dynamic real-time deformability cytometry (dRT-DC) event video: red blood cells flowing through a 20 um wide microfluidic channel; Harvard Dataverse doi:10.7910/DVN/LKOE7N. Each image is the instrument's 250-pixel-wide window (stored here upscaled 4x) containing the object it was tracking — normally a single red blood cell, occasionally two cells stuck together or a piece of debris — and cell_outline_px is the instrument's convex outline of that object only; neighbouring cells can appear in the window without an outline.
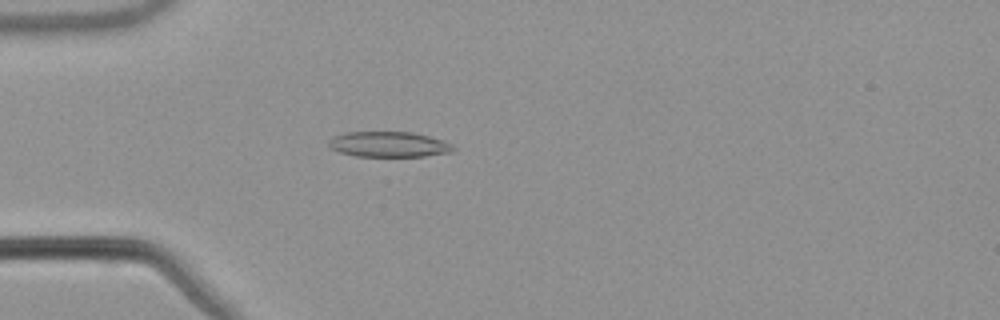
{"species": "common noctule bat (a hibernating species)", "species_latin": "Nyctalus noctula", "temperature_condition": "warm", "stored_images_in_passage": 54, "camera_frame_rate_fps": 3000, "um_per_image_px": 0.085, "animal": {"sex": "male", "body_mass_g": 21.5, "forearm_length_mm": 52.0}, "frame": {"image": 1, "passage_image": 16, "time_ms": 5.0, "image_size_px": [1000, 320], "cell_outline_px": [[456, 148], [452, 152], [424, 156], [356, 156], [340, 152], [328, 148], [328, 140], [332, 136], [344, 132], [412, 132], [444, 140], [452, 144]], "centroid_in_image_um": [33.02, 12.26], "position_along_channel_um": 52.0, "area_um2": 18.61}}
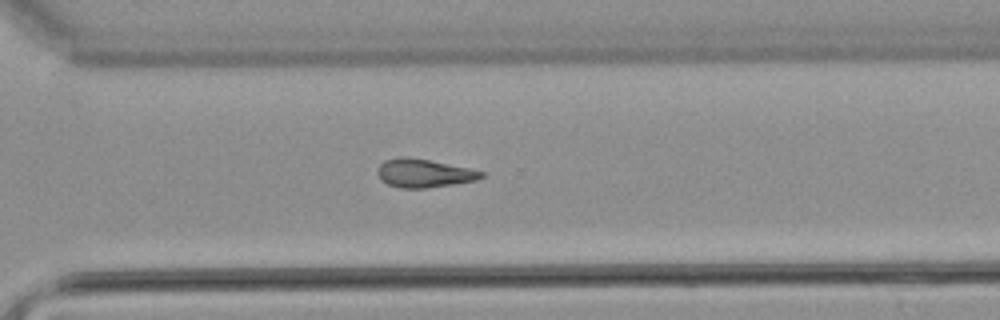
{"frame": {"image": 2, "passage_image": 39, "time_ms": 12.667, "image_size_px": [1000, 320], "cell_outline_px": [[484, 176], [476, 180], [452, 184], [424, 188], [400, 188], [388, 184], [380, 180], [376, 172], [376, 168], [384, 160], [400, 156], [408, 156], [468, 168], [484, 172]], "centroid_in_image_um": [35.96, 14.71], "position_along_channel_um": 334.6, "area_um2": 17.17}}
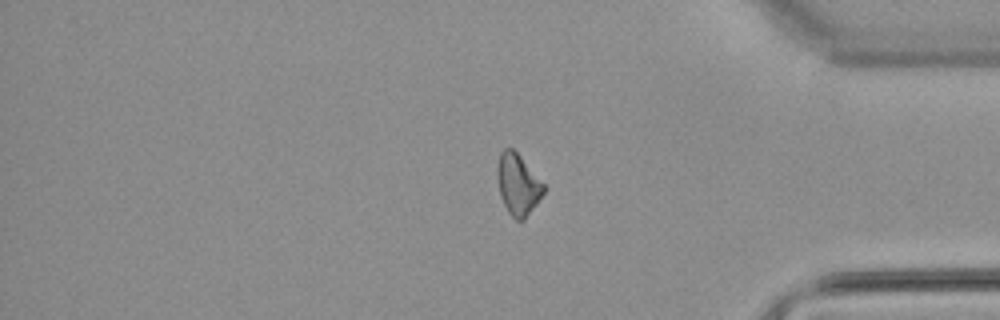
{"frame": {"image": 3, "passage_image": 45, "time_ms": 14.667, "image_size_px": [1000, 320], "cell_outline_px": [[548, 188], [524, 220], [516, 220], [508, 212], [500, 196], [496, 172], [496, 168], [500, 152], [504, 148], [512, 148], [520, 156]], "centroid_in_image_um": [44.02, 15.67], "position_along_channel_um": 391.2, "area_um2": 16.59}}